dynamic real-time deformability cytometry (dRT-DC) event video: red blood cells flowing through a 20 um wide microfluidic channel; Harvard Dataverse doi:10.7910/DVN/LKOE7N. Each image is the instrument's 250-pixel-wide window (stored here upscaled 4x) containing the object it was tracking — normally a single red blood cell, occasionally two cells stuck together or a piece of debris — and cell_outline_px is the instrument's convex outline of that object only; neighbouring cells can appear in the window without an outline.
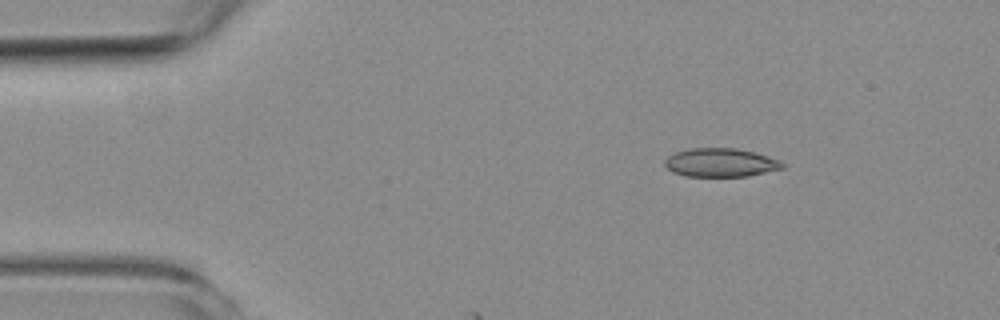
{"species": "common noctule bat (a hibernating species)", "species_latin": "Nyctalus noctula", "temperature_condition": "room temperature", "stored_images_in_passage": 2, "camera_frame_rate_fps": 3000, "um_per_image_px": 0.085, "animal": {"sex": "female", "body_mass_g": 19.3, "forearm_length_mm": 54.1}, "frame": {"image": 1, "passage_image": 1, "time_ms": 0.0, "image_size_px": [1000, 320], "cell_outline_px": [[784, 168], [748, 176], [688, 176], [672, 172], [664, 164], [664, 160], [668, 156], [676, 152], [688, 148], [736, 148], [756, 152], [780, 160], [784, 164]], "centroid_in_image_um": [61.26, 13.81], "position_along_channel_um": 23.7, "area_um2": 19.65}}